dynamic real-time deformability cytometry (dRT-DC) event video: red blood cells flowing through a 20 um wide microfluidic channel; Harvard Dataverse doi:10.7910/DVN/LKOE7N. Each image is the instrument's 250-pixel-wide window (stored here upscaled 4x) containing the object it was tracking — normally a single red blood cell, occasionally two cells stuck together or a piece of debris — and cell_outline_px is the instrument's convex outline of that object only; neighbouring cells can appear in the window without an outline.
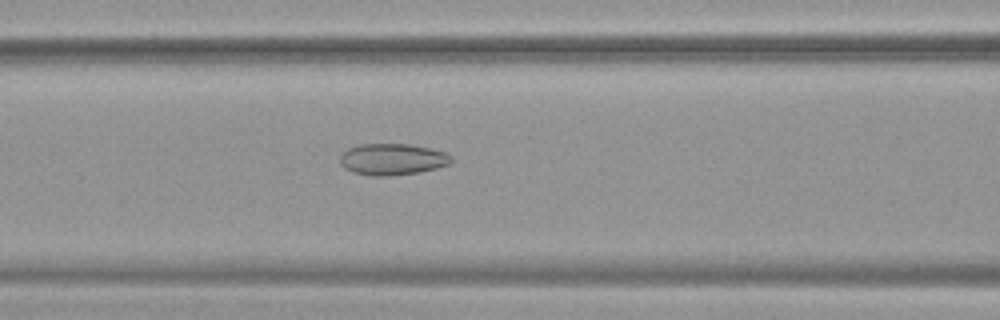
{"species": "common noctule bat (a hibernating species)", "species_latin": "Nyctalus noctula", "temperature_condition": "warm", "stored_images_in_passage": 54, "camera_frame_rate_fps": 3000, "um_per_image_px": 0.085, "animal": {"sex": "female", "body_mass_g": 19.9}, "frame": {"image": 1, "passage_image": 23, "time_ms": 7.333, "image_size_px": [1000, 320], "cell_outline_px": [[452, 160], [448, 164], [436, 168], [420, 172], [388, 176], [372, 176], [352, 172], [344, 168], [340, 164], [340, 156], [348, 148], [360, 144], [408, 144], [448, 152], [452, 156]], "centroid_in_image_um": [33.34, 13.54], "position_along_channel_um": 133.3, "area_um2": 20.46}}
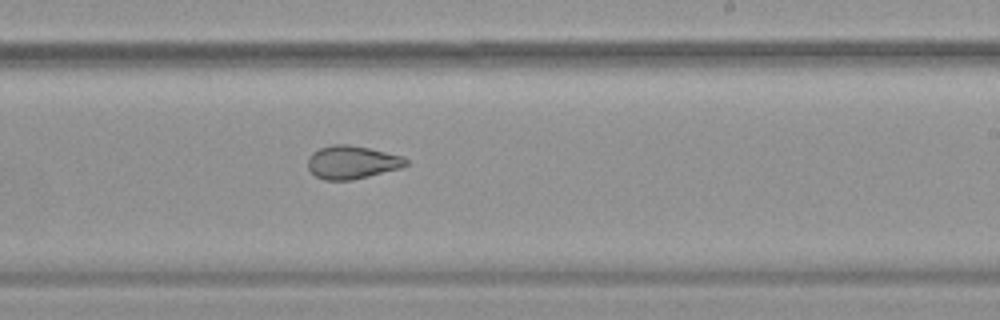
{"frame": {"image": 2, "passage_image": 33, "time_ms": 10.667, "image_size_px": [1000, 320], "cell_outline_px": [[408, 164], [400, 168], [352, 180], [324, 180], [316, 176], [308, 168], [308, 156], [312, 152], [320, 148], [332, 144], [348, 144], [368, 148], [400, 156], [408, 160]], "centroid_in_image_um": [29.88, 13.79], "position_along_channel_um": 259.1, "area_um2": 18.79}}
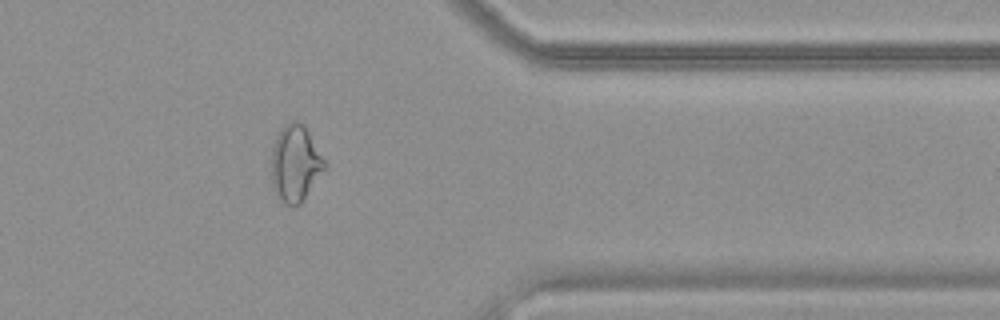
{"frame": {"image": 3, "passage_image": 44, "time_ms": 14.333, "image_size_px": [1000, 320], "cell_outline_px": [[328, 164], [300, 204], [296, 208], [292, 208], [284, 204], [276, 196], [272, 188], [272, 148], [276, 136], [284, 124], [292, 120], [296, 120], [304, 124]], "centroid_in_image_um": [25.1, 13.91], "position_along_channel_um": 386.3, "area_um2": 24.04}, "authors_computed_cell_mechanics": {"area_um2": 24.6806, "velocity_mm_per_s": 3.7923, "shape_relaxation_time_tau1_ms": null, "shape_relaxation_time_tau2_ms": 1.8737, "deformation_change_tau1": null, "deformation_change_tau2": 0.0828}}